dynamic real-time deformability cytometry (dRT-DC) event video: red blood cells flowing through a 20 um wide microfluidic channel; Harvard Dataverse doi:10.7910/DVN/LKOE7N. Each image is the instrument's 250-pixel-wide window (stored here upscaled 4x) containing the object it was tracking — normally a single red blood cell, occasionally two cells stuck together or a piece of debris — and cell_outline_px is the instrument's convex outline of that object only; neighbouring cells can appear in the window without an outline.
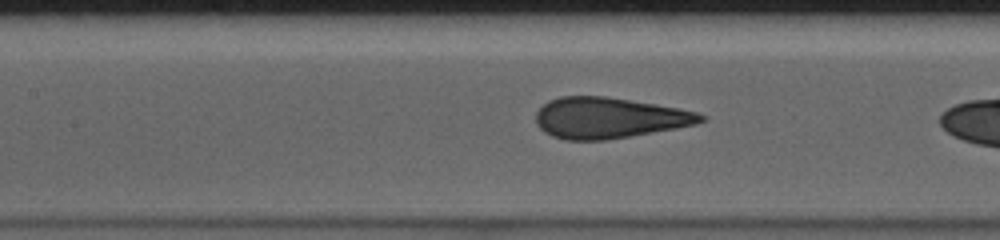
{"species": "human", "species_latin": "Homo sapiens", "temperature_condition": "cold", "stored_images_in_passage": 40, "camera_frame_rate_fps": 3000, "um_per_image_px": 0.085, "donor": {"sex": "male"}, "frame": {"image": 1, "passage_image": 21, "time_ms": 6.667, "image_size_px": [1000, 240], "cell_outline_px": [[704, 120], [696, 124], [676, 128], [604, 140], [564, 140], [552, 136], [544, 132], [536, 124], [536, 112], [548, 100], [560, 96], [604, 96], [676, 108], [696, 112], [704, 116]], "centroid_in_image_um": [51.69, 10.02], "position_along_channel_um": 155.7, "area_um2": 38.78}}
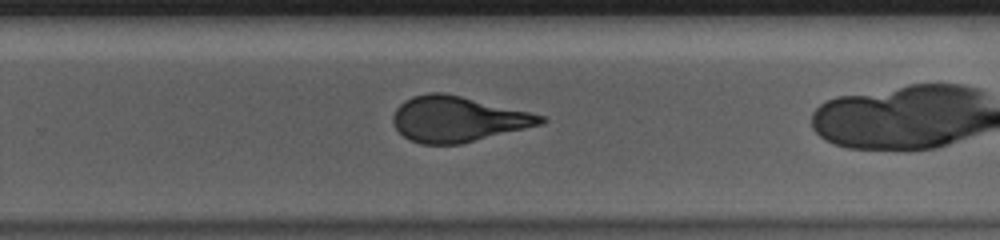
{"frame": {"image": 2, "passage_image": 32, "time_ms": 10.333, "image_size_px": [1000, 240], "cell_outline_px": [[548, 120], [544, 124], [460, 144], [420, 144], [408, 140], [396, 128], [392, 120], [392, 116], [396, 108], [404, 100], [412, 96], [428, 92], [444, 92], [528, 112], [544, 116]], "centroid_in_image_um": [38.87, 10.13], "position_along_channel_um": 290.9, "area_um2": 39.07}}
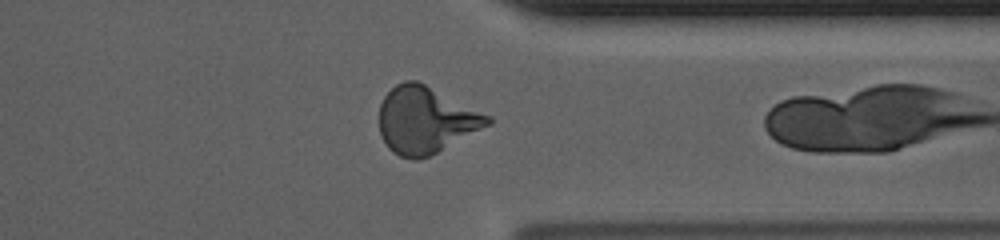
{"frame": {"image": 3, "passage_image": 39, "time_ms": 12.667, "image_size_px": [1000, 240], "cell_outline_px": [[492, 124], [428, 156], [416, 160], [412, 160], [400, 156], [392, 152], [388, 148], [380, 136], [380, 104], [384, 96], [396, 84], [404, 80], [416, 80], [492, 116]], "centroid_in_image_um": [36.17, 10.2], "position_along_channel_um": 375.2, "area_um2": 42.02}}